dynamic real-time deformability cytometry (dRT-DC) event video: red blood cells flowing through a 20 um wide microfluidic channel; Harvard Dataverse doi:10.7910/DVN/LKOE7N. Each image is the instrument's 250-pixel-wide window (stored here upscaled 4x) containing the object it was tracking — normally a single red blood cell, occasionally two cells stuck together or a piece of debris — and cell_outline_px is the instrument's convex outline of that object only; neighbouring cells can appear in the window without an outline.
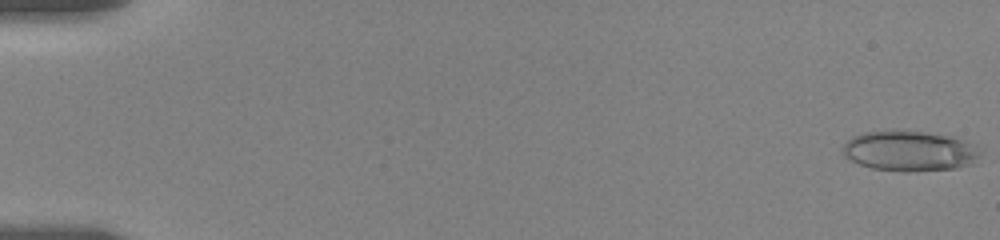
{"species": "human", "species_latin": "Homo sapiens", "temperature_condition": "room temperature", "stored_images_in_passage": 10, "camera_frame_rate_fps": 3000, "um_per_image_px": 0.085, "donor": {"sex": "female"}, "frame": {"image": 1, "passage_image": 1, "time_ms": 0.0, "image_size_px": [1000, 240], "cell_outline_px": [[984, 148], [980, 156], [972, 164], [956, 168], [908, 172], [904, 172], [872, 168], [860, 164], [844, 156], [840, 148], [852, 136], [864, 132], [924, 132], [956, 136], [980, 144]], "centroid_in_image_um": [77.43, 12.84], "position_along_channel_um": 7.6, "area_um2": 32.71}}
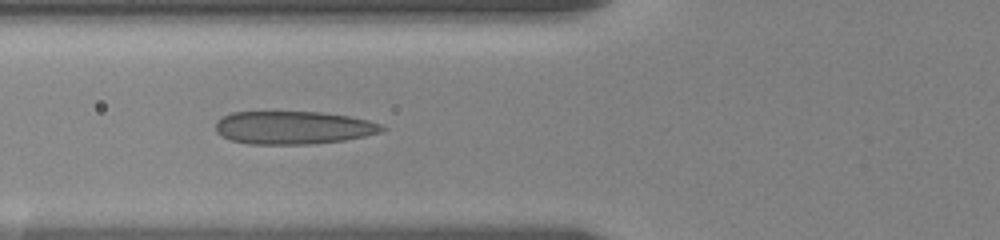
{"frame": {"image": 2, "passage_image": 9, "time_ms": 7.333, "image_size_px": [1000, 240], "cell_outline_px": [[388, 128], [380, 132], [364, 136], [344, 140], [308, 144], [248, 144], [232, 140], [220, 136], [216, 132], [216, 120], [232, 112], [320, 112], [348, 116], [368, 120], [380, 124]], "centroid_in_image_um": [24.91, 10.85], "position_along_channel_um": 100.9, "area_um2": 31.96}}
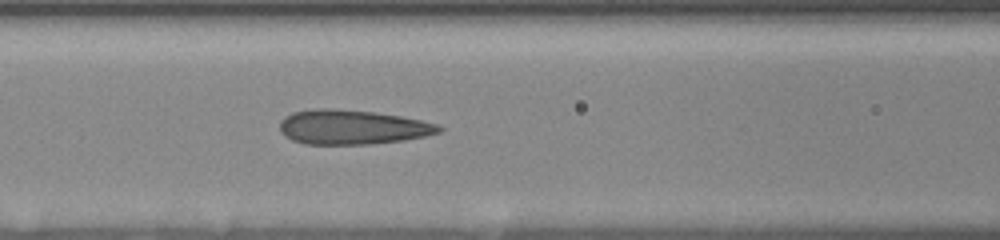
{"frame": {"image": 3, "passage_image": 10, "time_ms": 8.333, "image_size_px": [1000, 240], "cell_outline_px": [[444, 128], [440, 132], [424, 136], [404, 140], [368, 144], [304, 144], [292, 140], [284, 136], [280, 132], [280, 120], [284, 116], [292, 112], [312, 108], [332, 108], [376, 112], [400, 116], [420, 120], [436, 124]], "centroid_in_image_um": [29.89, 10.8], "position_along_channel_um": 136.7, "area_um2": 32.19}}